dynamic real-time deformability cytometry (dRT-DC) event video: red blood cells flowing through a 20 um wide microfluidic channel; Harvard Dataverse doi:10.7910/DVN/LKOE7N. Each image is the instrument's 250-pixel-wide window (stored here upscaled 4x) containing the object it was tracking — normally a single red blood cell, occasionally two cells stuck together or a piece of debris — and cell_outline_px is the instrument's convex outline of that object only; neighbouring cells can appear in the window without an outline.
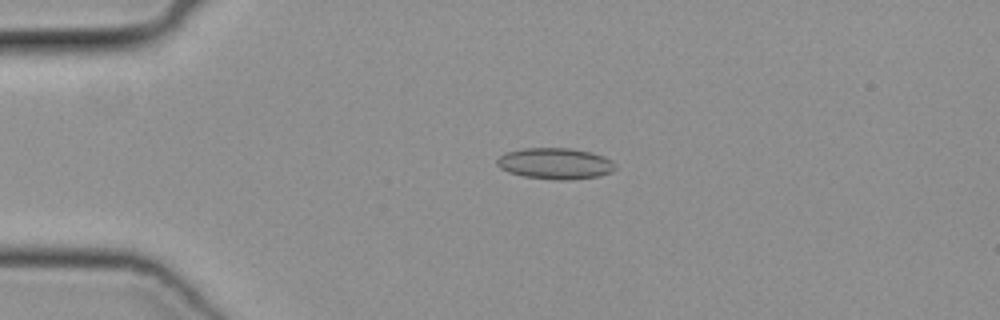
{"species": "common noctule bat (a hibernating species)", "species_latin": "Nyctalus noctula", "temperature_condition": "cold", "stored_images_in_passage": 50, "camera_frame_rate_fps": 3000, "um_per_image_px": 0.085, "animal": {"sex": "female", "body_mass_g": 19.3, "forearm_length_mm": 54.1}, "frame": {"image": 1, "passage_image": 12, "time_ms": 3.667, "image_size_px": [1000, 320], "cell_outline_px": [[616, 168], [612, 172], [596, 176], [564, 180], [560, 180], [524, 176], [508, 172], [500, 168], [496, 164], [496, 160], [504, 152], [524, 148], [572, 148], [592, 152], [604, 156], [612, 160], [616, 164]], "centroid_in_image_um": [47.19, 13.88], "position_along_channel_um": 37.8, "area_um2": 21.56}}
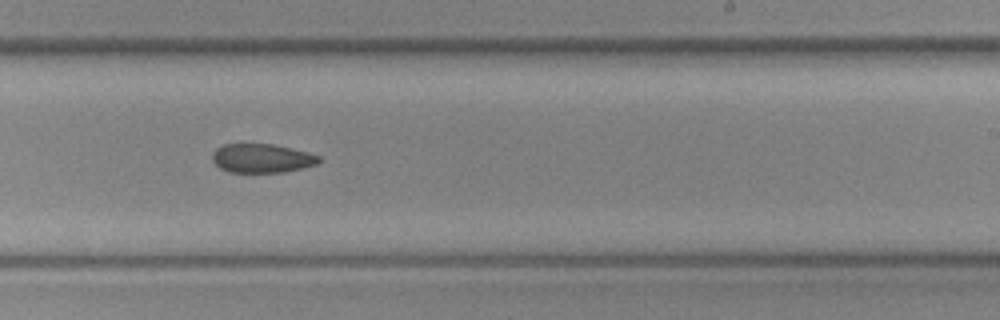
{"frame": {"image": 2, "passage_image": 31, "time_ms": 10.0, "image_size_px": [1000, 320], "cell_outline_px": [[320, 160], [316, 164], [284, 172], [228, 172], [220, 168], [212, 160], [212, 152], [216, 148], [224, 144], [272, 144], [308, 152], [320, 156]], "centroid_in_image_um": [22.22, 13.45], "position_along_channel_um": 266.8, "area_um2": 17.86}}
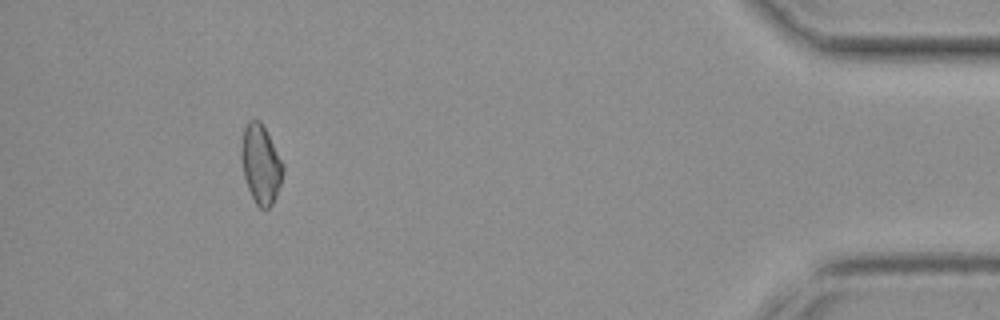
{"frame": {"image": 3, "passage_image": 46, "time_ms": 15.0, "image_size_px": [1000, 320], "cell_outline_px": [[284, 168], [280, 184], [276, 196], [272, 204], [268, 208], [260, 208], [256, 204], [248, 188], [244, 176], [240, 156], [240, 152], [244, 128], [248, 120], [260, 120], [284, 164]], "centroid_in_image_um": [22.16, 13.95], "position_along_channel_um": 413.0, "area_um2": 19.02}}